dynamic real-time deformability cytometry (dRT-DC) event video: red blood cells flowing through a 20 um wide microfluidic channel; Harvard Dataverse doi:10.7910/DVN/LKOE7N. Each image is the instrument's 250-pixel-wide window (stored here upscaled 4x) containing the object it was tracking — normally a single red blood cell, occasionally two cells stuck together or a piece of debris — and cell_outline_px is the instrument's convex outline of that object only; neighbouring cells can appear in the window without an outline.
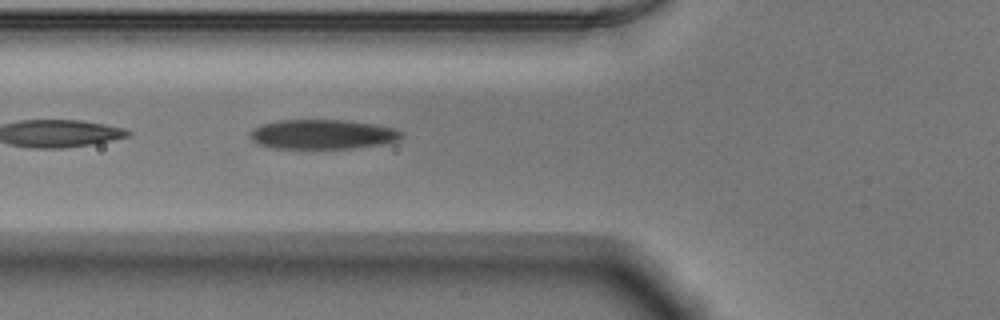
{"species": "Egyptian fruit bat (a non-hibernating species)", "species_latin": "Rousettus aegyptiacus", "temperature_condition": "warm", "stored_images_in_passage": 16, "camera_frame_rate_fps": 3000, "um_per_image_px": 0.085, "animal": {"sex": "male"}, "frame": {"image": 1, "passage_image": 5, "time_ms": 1.333, "image_size_px": [1000, 320], "cell_outline_px": [[404, 136], [400, 140], [388, 144], [356, 148], [272, 148], [256, 144], [252, 140], [248, 132], [252, 128], [260, 124], [276, 120], [344, 120], [376, 124], [396, 128], [404, 132]], "centroid_in_image_um": [27.45, 11.42], "position_along_channel_um": 98.3, "area_um2": 26.76}}